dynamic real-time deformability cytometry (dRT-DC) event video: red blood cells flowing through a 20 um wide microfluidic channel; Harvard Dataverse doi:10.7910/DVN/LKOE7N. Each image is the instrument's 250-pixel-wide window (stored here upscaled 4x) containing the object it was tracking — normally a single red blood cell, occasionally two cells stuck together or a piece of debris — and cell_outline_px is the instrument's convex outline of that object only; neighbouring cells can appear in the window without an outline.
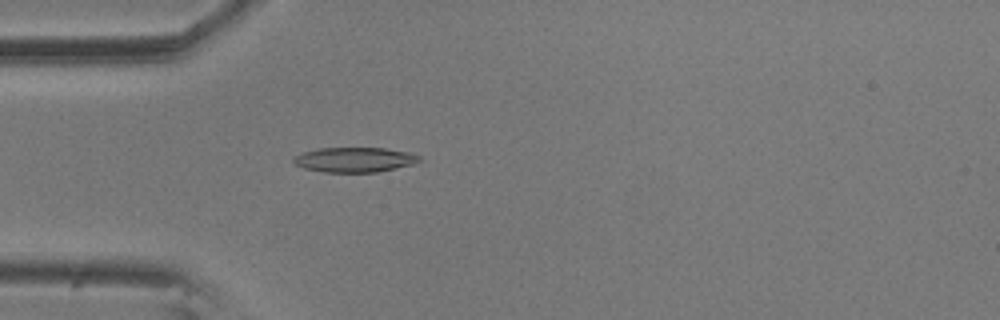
{"species": "common noctule bat (a hibernating species)", "species_latin": "Nyctalus noctula", "temperature_condition": "room temperature", "stored_images_in_passage": 56, "camera_frame_rate_fps": 3000, "um_per_image_px": 0.085, "animal": {"sex": "male", "body_mass_g": 20.5, "forearm_length_mm": 52.5}, "frame": {"image": 1, "passage_image": 16, "time_ms": 5.0, "image_size_px": [1000, 320], "cell_outline_px": [[420, 160], [412, 164], [376, 172], [324, 172], [304, 168], [296, 164], [292, 160], [292, 156], [304, 152], [320, 148], [384, 148], [408, 152], [420, 156]], "centroid_in_image_um": [30.1, 13.57], "position_along_channel_um": 54.9, "area_um2": 18.03}}
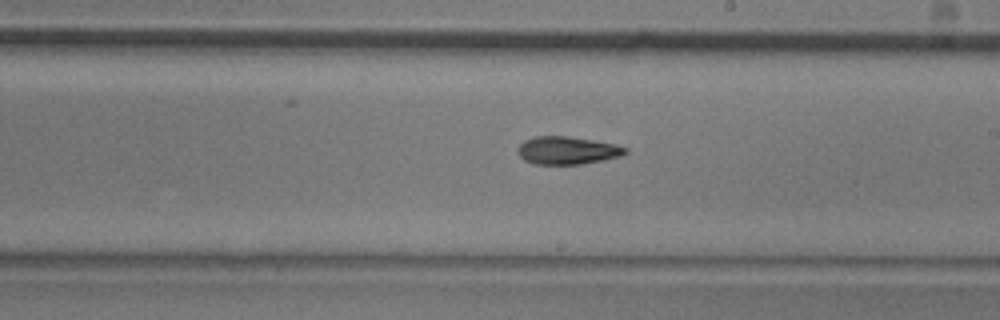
{"frame": {"image": 2, "passage_image": 32, "time_ms": 10.333, "image_size_px": [1000, 320], "cell_outline_px": [[628, 152], [620, 156], [580, 164], [532, 164], [524, 160], [516, 152], [516, 148], [524, 140], [532, 136], [568, 136], [592, 140], [612, 144], [628, 148]], "centroid_in_image_um": [48.14, 12.78], "position_along_channel_um": 240.9, "area_um2": 17.4}}
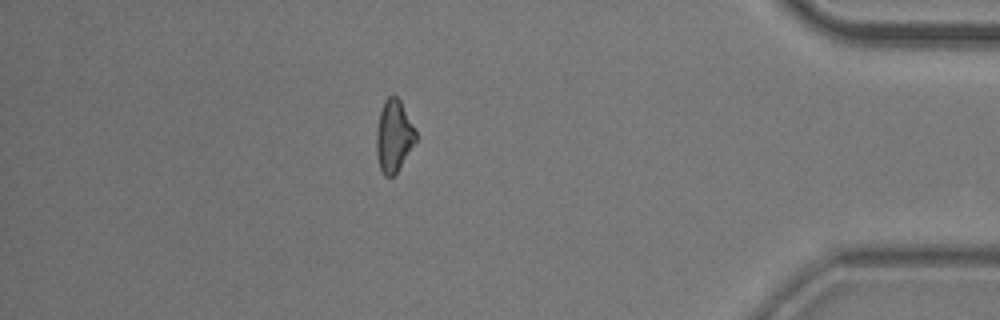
{"frame": {"image": 3, "passage_image": 49, "time_ms": 16.0, "image_size_px": [1000, 320], "cell_outline_px": [[416, 140], [396, 172], [392, 176], [384, 176], [380, 168], [376, 156], [376, 132], [380, 112], [384, 100], [388, 96], [396, 96], [400, 100], [416, 132]], "centroid_in_image_um": [33.44, 11.55], "position_along_channel_um": 401.8, "area_um2": 16.18}, "authors_computed_cell_mechanics": {"area_um2": 17.2822, "velocity_mm_per_s": 3.5681, "shape_relaxation_time_tau1_ms": 8.111, "shape_relaxation_time_tau2_ms": 6.4025, "deformation_change_tau1": 0.1819, "deformation_change_tau2": 0.1554}}